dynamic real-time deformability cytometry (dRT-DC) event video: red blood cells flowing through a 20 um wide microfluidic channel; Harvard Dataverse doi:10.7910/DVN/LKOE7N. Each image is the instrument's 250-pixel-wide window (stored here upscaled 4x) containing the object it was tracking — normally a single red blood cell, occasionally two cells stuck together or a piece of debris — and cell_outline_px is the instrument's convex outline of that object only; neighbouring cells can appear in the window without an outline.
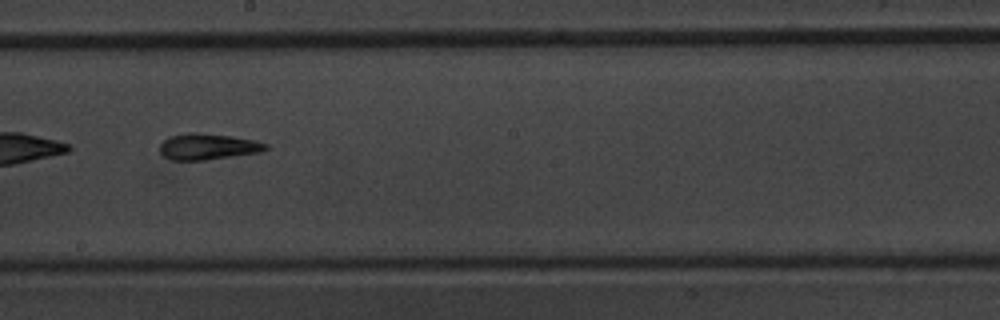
{"species": "common noctule bat (a hibernating species)", "species_latin": "Nyctalus noctula", "temperature_condition": "warm", "stored_images_in_passage": 53, "camera_frame_rate_fps": 3000, "um_per_image_px": 0.085, "animal": {"sex": "male", "body_mass_g": 20.1, "forearm_length_mm": 53.5}, "frame": {"image": 1, "passage_image": 31, "time_ms": 10.0, "image_size_px": [1000, 320], "cell_outline_px": [[268, 148], [260, 152], [204, 160], [172, 160], [164, 156], [160, 152], [160, 144], [168, 136], [188, 132], [196, 132], [232, 136], [256, 140], [268, 144]], "centroid_in_image_um": [17.66, 12.45], "position_along_channel_um": 230.5, "area_um2": 16.18}, "authors_computed_cell_mechanics": {"area_um2": 17.2244, "velocity_mm_per_s": 3.7311, "shape_relaxation_time_tau1_ms": null, "shape_relaxation_time_tau2_ms": 4.6349, "deformation_change_tau1": null, "deformation_change_tau2": 0.1271}}